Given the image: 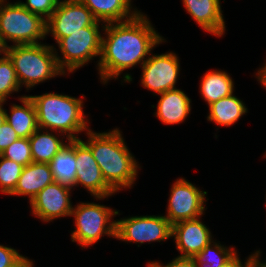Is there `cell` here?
Segmentation results:
<instances>
[{"label":"cell","instance_id":"cell-37","mask_svg":"<svg viewBox=\"0 0 266 267\" xmlns=\"http://www.w3.org/2000/svg\"><path fill=\"white\" fill-rule=\"evenodd\" d=\"M16 267H34V263L32 260H30V259H28V257H26Z\"/></svg>","mask_w":266,"mask_h":267},{"label":"cell","instance_id":"cell-23","mask_svg":"<svg viewBox=\"0 0 266 267\" xmlns=\"http://www.w3.org/2000/svg\"><path fill=\"white\" fill-rule=\"evenodd\" d=\"M45 131V132H44ZM54 131L38 128L29 137L33 162L49 163L58 151L66 144L63 138L57 137Z\"/></svg>","mask_w":266,"mask_h":267},{"label":"cell","instance_id":"cell-7","mask_svg":"<svg viewBox=\"0 0 266 267\" xmlns=\"http://www.w3.org/2000/svg\"><path fill=\"white\" fill-rule=\"evenodd\" d=\"M119 211L94 203H79L73 207L71 217L75 219V230L71 233L72 242L82 248L92 246L104 235L115 238L116 221H111Z\"/></svg>","mask_w":266,"mask_h":267},{"label":"cell","instance_id":"cell-35","mask_svg":"<svg viewBox=\"0 0 266 267\" xmlns=\"http://www.w3.org/2000/svg\"><path fill=\"white\" fill-rule=\"evenodd\" d=\"M8 46L3 39L0 37V60L3 59L7 55Z\"/></svg>","mask_w":266,"mask_h":267},{"label":"cell","instance_id":"cell-22","mask_svg":"<svg viewBox=\"0 0 266 267\" xmlns=\"http://www.w3.org/2000/svg\"><path fill=\"white\" fill-rule=\"evenodd\" d=\"M208 107L207 120L220 126H231L248 112L246 105L234 96V93L213 102Z\"/></svg>","mask_w":266,"mask_h":267},{"label":"cell","instance_id":"cell-34","mask_svg":"<svg viewBox=\"0 0 266 267\" xmlns=\"http://www.w3.org/2000/svg\"><path fill=\"white\" fill-rule=\"evenodd\" d=\"M260 254V250H256V252L252 254V267H266V261H260Z\"/></svg>","mask_w":266,"mask_h":267},{"label":"cell","instance_id":"cell-29","mask_svg":"<svg viewBox=\"0 0 266 267\" xmlns=\"http://www.w3.org/2000/svg\"><path fill=\"white\" fill-rule=\"evenodd\" d=\"M25 258L18 250L0 244V267H16Z\"/></svg>","mask_w":266,"mask_h":267},{"label":"cell","instance_id":"cell-30","mask_svg":"<svg viewBox=\"0 0 266 267\" xmlns=\"http://www.w3.org/2000/svg\"><path fill=\"white\" fill-rule=\"evenodd\" d=\"M19 137L13 128L5 122L0 127V154L12 143L18 140Z\"/></svg>","mask_w":266,"mask_h":267},{"label":"cell","instance_id":"cell-36","mask_svg":"<svg viewBox=\"0 0 266 267\" xmlns=\"http://www.w3.org/2000/svg\"><path fill=\"white\" fill-rule=\"evenodd\" d=\"M4 101H0V127L6 122V109L3 108Z\"/></svg>","mask_w":266,"mask_h":267},{"label":"cell","instance_id":"cell-38","mask_svg":"<svg viewBox=\"0 0 266 267\" xmlns=\"http://www.w3.org/2000/svg\"><path fill=\"white\" fill-rule=\"evenodd\" d=\"M148 267H163L161 264H160V262H158V261H155V262H148V265H147Z\"/></svg>","mask_w":266,"mask_h":267},{"label":"cell","instance_id":"cell-3","mask_svg":"<svg viewBox=\"0 0 266 267\" xmlns=\"http://www.w3.org/2000/svg\"><path fill=\"white\" fill-rule=\"evenodd\" d=\"M36 112L37 123L40 129L56 131L66 136L67 142L79 139L76 134L88 131V119L84 114L83 100L69 95L45 93L29 95Z\"/></svg>","mask_w":266,"mask_h":267},{"label":"cell","instance_id":"cell-21","mask_svg":"<svg viewBox=\"0 0 266 267\" xmlns=\"http://www.w3.org/2000/svg\"><path fill=\"white\" fill-rule=\"evenodd\" d=\"M200 94L208 106L224 97L233 94L234 81L222 70L208 71L202 76Z\"/></svg>","mask_w":266,"mask_h":267},{"label":"cell","instance_id":"cell-9","mask_svg":"<svg viewBox=\"0 0 266 267\" xmlns=\"http://www.w3.org/2000/svg\"><path fill=\"white\" fill-rule=\"evenodd\" d=\"M168 200L167 215H164L174 225L178 222L195 219L204 214L206 191L200 190L184 178H179L171 185Z\"/></svg>","mask_w":266,"mask_h":267},{"label":"cell","instance_id":"cell-20","mask_svg":"<svg viewBox=\"0 0 266 267\" xmlns=\"http://www.w3.org/2000/svg\"><path fill=\"white\" fill-rule=\"evenodd\" d=\"M48 164L54 182L71 189L76 187L75 139L69 140Z\"/></svg>","mask_w":266,"mask_h":267},{"label":"cell","instance_id":"cell-27","mask_svg":"<svg viewBox=\"0 0 266 267\" xmlns=\"http://www.w3.org/2000/svg\"><path fill=\"white\" fill-rule=\"evenodd\" d=\"M0 155L24 167L33 162L29 138H19Z\"/></svg>","mask_w":266,"mask_h":267},{"label":"cell","instance_id":"cell-19","mask_svg":"<svg viewBox=\"0 0 266 267\" xmlns=\"http://www.w3.org/2000/svg\"><path fill=\"white\" fill-rule=\"evenodd\" d=\"M22 105L12 104L10 115L6 110V122L13 128L19 138H29L39 128L35 105L29 95L19 98Z\"/></svg>","mask_w":266,"mask_h":267},{"label":"cell","instance_id":"cell-14","mask_svg":"<svg viewBox=\"0 0 266 267\" xmlns=\"http://www.w3.org/2000/svg\"><path fill=\"white\" fill-rule=\"evenodd\" d=\"M201 217L185 220L172 225L176 249L181 257H194L213 239L209 228L202 223Z\"/></svg>","mask_w":266,"mask_h":267},{"label":"cell","instance_id":"cell-24","mask_svg":"<svg viewBox=\"0 0 266 267\" xmlns=\"http://www.w3.org/2000/svg\"><path fill=\"white\" fill-rule=\"evenodd\" d=\"M234 247L227 248L214 240L193 258L197 267H220L236 252Z\"/></svg>","mask_w":266,"mask_h":267},{"label":"cell","instance_id":"cell-11","mask_svg":"<svg viewBox=\"0 0 266 267\" xmlns=\"http://www.w3.org/2000/svg\"><path fill=\"white\" fill-rule=\"evenodd\" d=\"M179 62L178 56L173 52L150 55L141 66L143 88L157 94L175 89L180 72Z\"/></svg>","mask_w":266,"mask_h":267},{"label":"cell","instance_id":"cell-25","mask_svg":"<svg viewBox=\"0 0 266 267\" xmlns=\"http://www.w3.org/2000/svg\"><path fill=\"white\" fill-rule=\"evenodd\" d=\"M21 88L13 63L8 55L0 60V101H7L13 92Z\"/></svg>","mask_w":266,"mask_h":267},{"label":"cell","instance_id":"cell-26","mask_svg":"<svg viewBox=\"0 0 266 267\" xmlns=\"http://www.w3.org/2000/svg\"><path fill=\"white\" fill-rule=\"evenodd\" d=\"M21 164L0 155V192L10 195L17 185L23 170Z\"/></svg>","mask_w":266,"mask_h":267},{"label":"cell","instance_id":"cell-4","mask_svg":"<svg viewBox=\"0 0 266 267\" xmlns=\"http://www.w3.org/2000/svg\"><path fill=\"white\" fill-rule=\"evenodd\" d=\"M7 55L11 59L18 82L27 90L57 76L66 75L58 66L54 46L24 44L8 46Z\"/></svg>","mask_w":266,"mask_h":267},{"label":"cell","instance_id":"cell-1","mask_svg":"<svg viewBox=\"0 0 266 267\" xmlns=\"http://www.w3.org/2000/svg\"><path fill=\"white\" fill-rule=\"evenodd\" d=\"M101 30L106 36H102L97 70L104 85L110 79H118L126 69L142 66L151 50L166 42L142 12L124 22L105 24Z\"/></svg>","mask_w":266,"mask_h":267},{"label":"cell","instance_id":"cell-31","mask_svg":"<svg viewBox=\"0 0 266 267\" xmlns=\"http://www.w3.org/2000/svg\"><path fill=\"white\" fill-rule=\"evenodd\" d=\"M163 267H197L196 262L193 257H181L177 256L172 259L168 264L163 265Z\"/></svg>","mask_w":266,"mask_h":267},{"label":"cell","instance_id":"cell-18","mask_svg":"<svg viewBox=\"0 0 266 267\" xmlns=\"http://www.w3.org/2000/svg\"><path fill=\"white\" fill-rule=\"evenodd\" d=\"M99 22L109 24L134 18L140 11L132 7L131 0H79ZM131 9H134L131 11Z\"/></svg>","mask_w":266,"mask_h":267},{"label":"cell","instance_id":"cell-5","mask_svg":"<svg viewBox=\"0 0 266 267\" xmlns=\"http://www.w3.org/2000/svg\"><path fill=\"white\" fill-rule=\"evenodd\" d=\"M0 37L7 45L39 44L46 37V20L20 3L0 0Z\"/></svg>","mask_w":266,"mask_h":267},{"label":"cell","instance_id":"cell-12","mask_svg":"<svg viewBox=\"0 0 266 267\" xmlns=\"http://www.w3.org/2000/svg\"><path fill=\"white\" fill-rule=\"evenodd\" d=\"M75 158L77 167L76 187L83 186L96 200L108 198V196L110 197L116 193L106 183L90 148L80 138L75 139Z\"/></svg>","mask_w":266,"mask_h":267},{"label":"cell","instance_id":"cell-10","mask_svg":"<svg viewBox=\"0 0 266 267\" xmlns=\"http://www.w3.org/2000/svg\"><path fill=\"white\" fill-rule=\"evenodd\" d=\"M97 20L79 0H61L46 20V35L53 36L56 43L63 37L93 25Z\"/></svg>","mask_w":266,"mask_h":267},{"label":"cell","instance_id":"cell-8","mask_svg":"<svg viewBox=\"0 0 266 267\" xmlns=\"http://www.w3.org/2000/svg\"><path fill=\"white\" fill-rule=\"evenodd\" d=\"M116 221L115 238L125 242L144 244L161 242L172 237V224L165 216H133Z\"/></svg>","mask_w":266,"mask_h":267},{"label":"cell","instance_id":"cell-6","mask_svg":"<svg viewBox=\"0 0 266 267\" xmlns=\"http://www.w3.org/2000/svg\"><path fill=\"white\" fill-rule=\"evenodd\" d=\"M100 23L101 27H104L103 22L96 21L93 25L81 28L80 31L63 37L56 43L63 56L61 58L54 47L57 64L64 73H73L97 56L100 59L102 44Z\"/></svg>","mask_w":266,"mask_h":267},{"label":"cell","instance_id":"cell-17","mask_svg":"<svg viewBox=\"0 0 266 267\" xmlns=\"http://www.w3.org/2000/svg\"><path fill=\"white\" fill-rule=\"evenodd\" d=\"M53 182L48 163L32 162L23 167L15 190L10 195L28 196L30 203L41 190Z\"/></svg>","mask_w":266,"mask_h":267},{"label":"cell","instance_id":"cell-16","mask_svg":"<svg viewBox=\"0 0 266 267\" xmlns=\"http://www.w3.org/2000/svg\"><path fill=\"white\" fill-rule=\"evenodd\" d=\"M160 95L154 115L165 125L180 124L191 111V99L181 89H171Z\"/></svg>","mask_w":266,"mask_h":267},{"label":"cell","instance_id":"cell-2","mask_svg":"<svg viewBox=\"0 0 266 267\" xmlns=\"http://www.w3.org/2000/svg\"><path fill=\"white\" fill-rule=\"evenodd\" d=\"M86 134L88 140L83 142L90 148L106 183L115 192L131 188L140 166L126 146L119 128L102 133L89 129Z\"/></svg>","mask_w":266,"mask_h":267},{"label":"cell","instance_id":"cell-13","mask_svg":"<svg viewBox=\"0 0 266 267\" xmlns=\"http://www.w3.org/2000/svg\"><path fill=\"white\" fill-rule=\"evenodd\" d=\"M71 188L53 182L41 190L30 202L32 214L43 222L71 216Z\"/></svg>","mask_w":266,"mask_h":267},{"label":"cell","instance_id":"cell-28","mask_svg":"<svg viewBox=\"0 0 266 267\" xmlns=\"http://www.w3.org/2000/svg\"><path fill=\"white\" fill-rule=\"evenodd\" d=\"M17 3L47 20L60 3V0H26V3L22 1H17Z\"/></svg>","mask_w":266,"mask_h":267},{"label":"cell","instance_id":"cell-15","mask_svg":"<svg viewBox=\"0 0 266 267\" xmlns=\"http://www.w3.org/2000/svg\"><path fill=\"white\" fill-rule=\"evenodd\" d=\"M184 8L195 22L208 33L221 37L225 34V21L221 0H182Z\"/></svg>","mask_w":266,"mask_h":267},{"label":"cell","instance_id":"cell-33","mask_svg":"<svg viewBox=\"0 0 266 267\" xmlns=\"http://www.w3.org/2000/svg\"><path fill=\"white\" fill-rule=\"evenodd\" d=\"M256 78L258 79L257 81H259L266 89V62L264 63V66L260 67L257 71Z\"/></svg>","mask_w":266,"mask_h":267},{"label":"cell","instance_id":"cell-32","mask_svg":"<svg viewBox=\"0 0 266 267\" xmlns=\"http://www.w3.org/2000/svg\"><path fill=\"white\" fill-rule=\"evenodd\" d=\"M240 257L238 256L237 252L229 258L224 264H222L220 267H252V255L246 259V262L244 265L240 261Z\"/></svg>","mask_w":266,"mask_h":267}]
</instances>
